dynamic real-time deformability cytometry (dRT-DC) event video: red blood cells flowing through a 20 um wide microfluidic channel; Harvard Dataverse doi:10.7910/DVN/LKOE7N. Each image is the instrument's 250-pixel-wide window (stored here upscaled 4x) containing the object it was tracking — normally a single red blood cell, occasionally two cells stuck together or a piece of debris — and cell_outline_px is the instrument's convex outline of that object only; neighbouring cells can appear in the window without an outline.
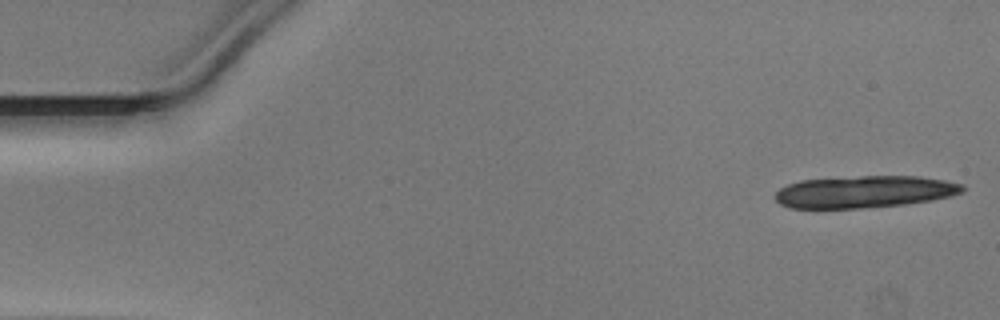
{"species": "Egyptian fruit bat (a non-hibernating species)", "species_latin": "Rousettus aegyptiacus", "temperature_condition": "warm", "stored_images_in_passage": 15, "camera_frame_rate_fps": 3000, "um_per_image_px": 0.085, "animal": {"sex": "male"}, "frame": {"image": 1, "passage_image": 1, "time_ms": 0.0, "image_size_px": [1000, 320], "cell_outline_px": [[964, 192], [952, 196], [932, 200], [904, 204], [860, 208], [788, 208], [780, 204], [772, 196], [780, 188], [788, 184], [800, 180], [860, 176], [920, 176], [944, 180], [964, 184]], "centroid_in_image_um": [73.48, 16.3], "position_along_channel_um": 11.5, "area_um2": 35.2}}